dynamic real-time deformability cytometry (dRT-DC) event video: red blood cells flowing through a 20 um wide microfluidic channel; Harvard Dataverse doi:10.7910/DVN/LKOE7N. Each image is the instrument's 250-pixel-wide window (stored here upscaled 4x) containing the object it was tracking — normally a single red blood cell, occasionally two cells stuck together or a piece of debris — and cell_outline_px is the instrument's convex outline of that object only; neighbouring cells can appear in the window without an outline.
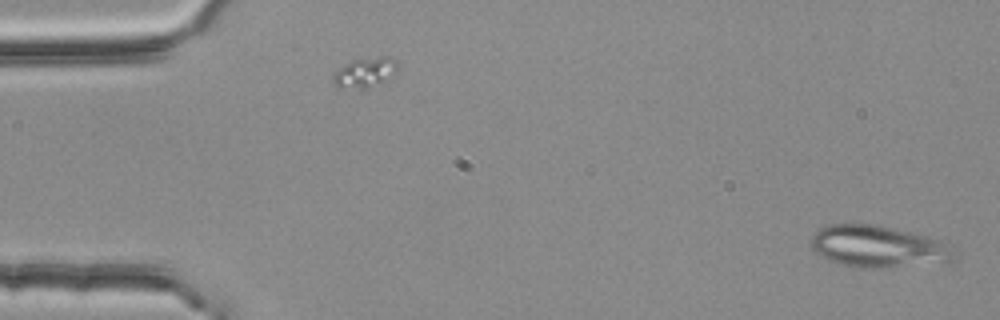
{"species": "common noctule bat (a hibernating species)", "species_latin": "Nyctalus noctula", "temperature_condition": "room temperature", "stored_images_in_passage": 52, "segment_of_instrument_passage": [1, 2], "camera_frame_rate_fps": 3000, "um_per_image_px": 0.085, "animal": {"sex": "female", "body_mass_g": 25.1}, "frame": {"image": 1, "passage_image": 1, "time_ms": 0.0, "image_size_px": [1000, 320], "cell_outline_px": [[948, 260], [872, 268], [860, 268], [840, 264], [828, 260], [820, 256], [812, 248], [812, 236], [820, 228], [828, 224], [876, 224], [940, 240], [948, 248]], "centroid_in_image_um": [74.42, 20.92], "position_along_channel_um": 10.6, "area_um2": 33.29}}